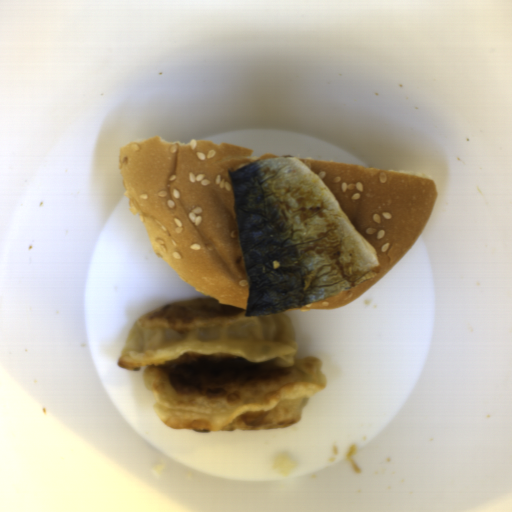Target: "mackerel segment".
Returning a JSON list of instances; mask_svg holds the SVG:
<instances>
[{"label":"mackerel segment","instance_id":"1","mask_svg":"<svg viewBox=\"0 0 512 512\" xmlns=\"http://www.w3.org/2000/svg\"><path fill=\"white\" fill-rule=\"evenodd\" d=\"M227 174L249 287L244 316H273L373 278L374 246L297 156Z\"/></svg>","mask_w":512,"mask_h":512}]
</instances>
